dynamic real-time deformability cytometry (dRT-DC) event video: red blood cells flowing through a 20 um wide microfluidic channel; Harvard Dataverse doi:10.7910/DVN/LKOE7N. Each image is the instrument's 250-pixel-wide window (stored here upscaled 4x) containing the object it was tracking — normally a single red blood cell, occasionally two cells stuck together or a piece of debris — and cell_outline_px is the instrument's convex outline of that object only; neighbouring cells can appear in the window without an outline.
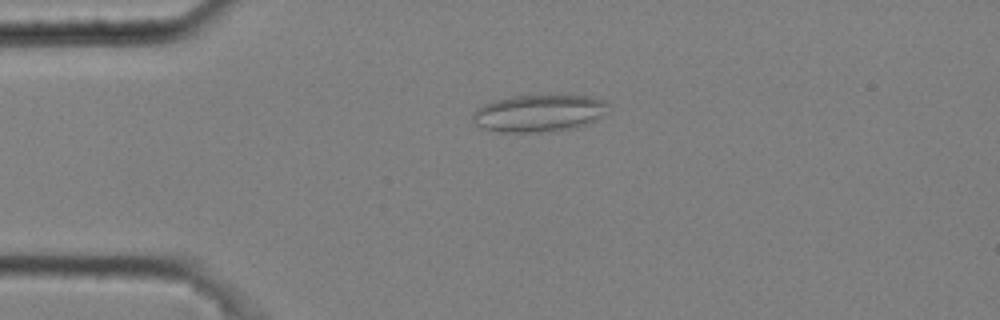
{"species": "common noctule bat (a hibernating species)", "species_latin": "Nyctalus noctula", "temperature_condition": "cold", "stored_images_in_passage": 5, "camera_frame_rate_fps": 3000, "um_per_image_px": 0.085, "animal": {"sex": "male", "body_mass_g": 20.4}, "frame": {"image": 1, "passage_image": 3, "time_ms": 0.667, "image_size_px": [1000, 320], "cell_outline_px": [[608, 112], [596, 120], [588, 124], [572, 128], [548, 132], [500, 132], [480, 128], [472, 120], [472, 112], [476, 108], [492, 100], [512, 96], [560, 92], [588, 96], [604, 100], [608, 104]], "centroid_in_image_um": [45.83, 9.58], "position_along_channel_um": 39.2, "area_um2": 30.69}}